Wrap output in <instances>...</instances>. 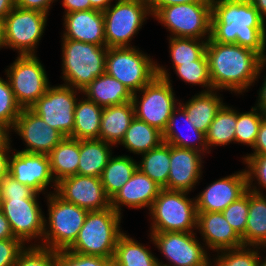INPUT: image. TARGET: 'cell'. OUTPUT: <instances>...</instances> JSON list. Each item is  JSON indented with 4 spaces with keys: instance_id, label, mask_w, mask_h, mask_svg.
Listing matches in <instances>:
<instances>
[{
    "instance_id": "cell-1",
    "label": "cell",
    "mask_w": 266,
    "mask_h": 266,
    "mask_svg": "<svg viewBox=\"0 0 266 266\" xmlns=\"http://www.w3.org/2000/svg\"><path fill=\"white\" fill-rule=\"evenodd\" d=\"M206 56L212 88L219 92L243 95L259 81L266 67V55L262 57L238 44H222L211 38L207 41Z\"/></svg>"
},
{
    "instance_id": "cell-2",
    "label": "cell",
    "mask_w": 266,
    "mask_h": 266,
    "mask_svg": "<svg viewBox=\"0 0 266 266\" xmlns=\"http://www.w3.org/2000/svg\"><path fill=\"white\" fill-rule=\"evenodd\" d=\"M210 38L222 44H238L263 57L266 20L250 0H212Z\"/></svg>"
},
{
    "instance_id": "cell-3",
    "label": "cell",
    "mask_w": 266,
    "mask_h": 266,
    "mask_svg": "<svg viewBox=\"0 0 266 266\" xmlns=\"http://www.w3.org/2000/svg\"><path fill=\"white\" fill-rule=\"evenodd\" d=\"M122 217L112 207L88 211L77 239L68 250L83 255L113 258L118 239L124 233L120 226Z\"/></svg>"
},
{
    "instance_id": "cell-4",
    "label": "cell",
    "mask_w": 266,
    "mask_h": 266,
    "mask_svg": "<svg viewBox=\"0 0 266 266\" xmlns=\"http://www.w3.org/2000/svg\"><path fill=\"white\" fill-rule=\"evenodd\" d=\"M170 76L168 69L157 63V76L140 91L132 94L135 117L162 133L173 110L179 105Z\"/></svg>"
},
{
    "instance_id": "cell-5",
    "label": "cell",
    "mask_w": 266,
    "mask_h": 266,
    "mask_svg": "<svg viewBox=\"0 0 266 266\" xmlns=\"http://www.w3.org/2000/svg\"><path fill=\"white\" fill-rule=\"evenodd\" d=\"M61 42L63 85L82 91L105 73L106 46L71 39H62Z\"/></svg>"
},
{
    "instance_id": "cell-6",
    "label": "cell",
    "mask_w": 266,
    "mask_h": 266,
    "mask_svg": "<svg viewBox=\"0 0 266 266\" xmlns=\"http://www.w3.org/2000/svg\"><path fill=\"white\" fill-rule=\"evenodd\" d=\"M45 197L47 198L48 217L44 216L43 240L37 245L53 251L68 250L77 239L88 211L64 201L55 192Z\"/></svg>"
},
{
    "instance_id": "cell-7",
    "label": "cell",
    "mask_w": 266,
    "mask_h": 266,
    "mask_svg": "<svg viewBox=\"0 0 266 266\" xmlns=\"http://www.w3.org/2000/svg\"><path fill=\"white\" fill-rule=\"evenodd\" d=\"M189 194L161 189L148 213L151 217L149 232H197L196 201Z\"/></svg>"
},
{
    "instance_id": "cell-8",
    "label": "cell",
    "mask_w": 266,
    "mask_h": 266,
    "mask_svg": "<svg viewBox=\"0 0 266 266\" xmlns=\"http://www.w3.org/2000/svg\"><path fill=\"white\" fill-rule=\"evenodd\" d=\"M139 49L134 45L110 47L106 53L105 73L120 81L132 94L157 76V61Z\"/></svg>"
},
{
    "instance_id": "cell-9",
    "label": "cell",
    "mask_w": 266,
    "mask_h": 266,
    "mask_svg": "<svg viewBox=\"0 0 266 266\" xmlns=\"http://www.w3.org/2000/svg\"><path fill=\"white\" fill-rule=\"evenodd\" d=\"M211 16L212 2H195L159 8L152 18L168 29V37L208 40L211 36Z\"/></svg>"
},
{
    "instance_id": "cell-10",
    "label": "cell",
    "mask_w": 266,
    "mask_h": 266,
    "mask_svg": "<svg viewBox=\"0 0 266 266\" xmlns=\"http://www.w3.org/2000/svg\"><path fill=\"white\" fill-rule=\"evenodd\" d=\"M103 13L106 47H132L131 41L152 16L147 0H115ZM148 16V17H147Z\"/></svg>"
},
{
    "instance_id": "cell-11",
    "label": "cell",
    "mask_w": 266,
    "mask_h": 266,
    "mask_svg": "<svg viewBox=\"0 0 266 266\" xmlns=\"http://www.w3.org/2000/svg\"><path fill=\"white\" fill-rule=\"evenodd\" d=\"M5 75L17 104L30 108L51 85L44 65L36 55H18Z\"/></svg>"
},
{
    "instance_id": "cell-12",
    "label": "cell",
    "mask_w": 266,
    "mask_h": 266,
    "mask_svg": "<svg viewBox=\"0 0 266 266\" xmlns=\"http://www.w3.org/2000/svg\"><path fill=\"white\" fill-rule=\"evenodd\" d=\"M196 235L195 232L174 231L149 233L150 242L169 261L164 264L158 259L159 266H211L212 256Z\"/></svg>"
},
{
    "instance_id": "cell-13",
    "label": "cell",
    "mask_w": 266,
    "mask_h": 266,
    "mask_svg": "<svg viewBox=\"0 0 266 266\" xmlns=\"http://www.w3.org/2000/svg\"><path fill=\"white\" fill-rule=\"evenodd\" d=\"M47 17L45 13L15 6L4 19L6 48L16 50L18 55H36Z\"/></svg>"
},
{
    "instance_id": "cell-14",
    "label": "cell",
    "mask_w": 266,
    "mask_h": 266,
    "mask_svg": "<svg viewBox=\"0 0 266 266\" xmlns=\"http://www.w3.org/2000/svg\"><path fill=\"white\" fill-rule=\"evenodd\" d=\"M81 90L60 84L50 85L30 109L40 116L50 127L55 128L65 137L73 133L74 110Z\"/></svg>"
},
{
    "instance_id": "cell-15",
    "label": "cell",
    "mask_w": 266,
    "mask_h": 266,
    "mask_svg": "<svg viewBox=\"0 0 266 266\" xmlns=\"http://www.w3.org/2000/svg\"><path fill=\"white\" fill-rule=\"evenodd\" d=\"M39 195L35 192L30 198L2 199L0 204L14 236L25 245L33 240L30 245H36L38 240H43L45 213L40 206Z\"/></svg>"
},
{
    "instance_id": "cell-16",
    "label": "cell",
    "mask_w": 266,
    "mask_h": 266,
    "mask_svg": "<svg viewBox=\"0 0 266 266\" xmlns=\"http://www.w3.org/2000/svg\"><path fill=\"white\" fill-rule=\"evenodd\" d=\"M13 151L11 152L12 155L9 156V175L36 193H43L47 196L56 191L57 183L51 173L48 155L25 153L16 151L15 148ZM48 187H53V191L48 192Z\"/></svg>"
},
{
    "instance_id": "cell-17",
    "label": "cell",
    "mask_w": 266,
    "mask_h": 266,
    "mask_svg": "<svg viewBox=\"0 0 266 266\" xmlns=\"http://www.w3.org/2000/svg\"><path fill=\"white\" fill-rule=\"evenodd\" d=\"M11 132H16L15 134L20 136L26 145L24 149L18 151L33 154L48 155L65 138L30 108L21 109Z\"/></svg>"
},
{
    "instance_id": "cell-18",
    "label": "cell",
    "mask_w": 266,
    "mask_h": 266,
    "mask_svg": "<svg viewBox=\"0 0 266 266\" xmlns=\"http://www.w3.org/2000/svg\"><path fill=\"white\" fill-rule=\"evenodd\" d=\"M55 193L64 201L73 203L87 211H99L111 207L100 178L73 175L57 182Z\"/></svg>"
},
{
    "instance_id": "cell-19",
    "label": "cell",
    "mask_w": 266,
    "mask_h": 266,
    "mask_svg": "<svg viewBox=\"0 0 266 266\" xmlns=\"http://www.w3.org/2000/svg\"><path fill=\"white\" fill-rule=\"evenodd\" d=\"M248 190L245 169L213 181L196 197L197 212H222Z\"/></svg>"
},
{
    "instance_id": "cell-20",
    "label": "cell",
    "mask_w": 266,
    "mask_h": 266,
    "mask_svg": "<svg viewBox=\"0 0 266 266\" xmlns=\"http://www.w3.org/2000/svg\"><path fill=\"white\" fill-rule=\"evenodd\" d=\"M203 153L187 148L171 145L170 173L168 176V190L191 192L202 179L204 168Z\"/></svg>"
},
{
    "instance_id": "cell-21",
    "label": "cell",
    "mask_w": 266,
    "mask_h": 266,
    "mask_svg": "<svg viewBox=\"0 0 266 266\" xmlns=\"http://www.w3.org/2000/svg\"><path fill=\"white\" fill-rule=\"evenodd\" d=\"M197 231L207 250L213 253L244 246L222 212H197Z\"/></svg>"
},
{
    "instance_id": "cell-22",
    "label": "cell",
    "mask_w": 266,
    "mask_h": 266,
    "mask_svg": "<svg viewBox=\"0 0 266 266\" xmlns=\"http://www.w3.org/2000/svg\"><path fill=\"white\" fill-rule=\"evenodd\" d=\"M64 32L61 39L106 46L104 16L94 9L63 15Z\"/></svg>"
},
{
    "instance_id": "cell-23",
    "label": "cell",
    "mask_w": 266,
    "mask_h": 266,
    "mask_svg": "<svg viewBox=\"0 0 266 266\" xmlns=\"http://www.w3.org/2000/svg\"><path fill=\"white\" fill-rule=\"evenodd\" d=\"M162 188L153 180L137 169L130 180L111 199V207L122 215V206L131 209L148 208L150 210L154 200Z\"/></svg>"
},
{
    "instance_id": "cell-24",
    "label": "cell",
    "mask_w": 266,
    "mask_h": 266,
    "mask_svg": "<svg viewBox=\"0 0 266 266\" xmlns=\"http://www.w3.org/2000/svg\"><path fill=\"white\" fill-rule=\"evenodd\" d=\"M180 124L185 125L187 132L180 128L182 127L179 126ZM188 132L190 134H188ZM162 137L163 142L172 146L194 149L203 153L204 155L207 153L209 154L206 144V134L196 129L193 123L189 120L185 109L180 104L173 110L172 115L168 120V124L162 133Z\"/></svg>"
},
{
    "instance_id": "cell-25",
    "label": "cell",
    "mask_w": 266,
    "mask_h": 266,
    "mask_svg": "<svg viewBox=\"0 0 266 266\" xmlns=\"http://www.w3.org/2000/svg\"><path fill=\"white\" fill-rule=\"evenodd\" d=\"M134 118L135 112L132 101L104 107L98 139L117 147Z\"/></svg>"
},
{
    "instance_id": "cell-26",
    "label": "cell",
    "mask_w": 266,
    "mask_h": 266,
    "mask_svg": "<svg viewBox=\"0 0 266 266\" xmlns=\"http://www.w3.org/2000/svg\"><path fill=\"white\" fill-rule=\"evenodd\" d=\"M217 90L209 92H199L192 95V98L186 102L179 101V104L185 109L189 120L197 130L207 133L209 126L214 120L217 112L225 104L221 94Z\"/></svg>"
},
{
    "instance_id": "cell-27",
    "label": "cell",
    "mask_w": 266,
    "mask_h": 266,
    "mask_svg": "<svg viewBox=\"0 0 266 266\" xmlns=\"http://www.w3.org/2000/svg\"><path fill=\"white\" fill-rule=\"evenodd\" d=\"M82 94L101 107L132 101V93L120 81L104 73L82 90Z\"/></svg>"
},
{
    "instance_id": "cell-28",
    "label": "cell",
    "mask_w": 266,
    "mask_h": 266,
    "mask_svg": "<svg viewBox=\"0 0 266 266\" xmlns=\"http://www.w3.org/2000/svg\"><path fill=\"white\" fill-rule=\"evenodd\" d=\"M244 246L266 250V195L249 190V210L245 233L241 236Z\"/></svg>"
},
{
    "instance_id": "cell-29",
    "label": "cell",
    "mask_w": 266,
    "mask_h": 266,
    "mask_svg": "<svg viewBox=\"0 0 266 266\" xmlns=\"http://www.w3.org/2000/svg\"><path fill=\"white\" fill-rule=\"evenodd\" d=\"M50 160L51 173L54 180L78 174L80 161V140L65 137L48 154Z\"/></svg>"
},
{
    "instance_id": "cell-30",
    "label": "cell",
    "mask_w": 266,
    "mask_h": 266,
    "mask_svg": "<svg viewBox=\"0 0 266 266\" xmlns=\"http://www.w3.org/2000/svg\"><path fill=\"white\" fill-rule=\"evenodd\" d=\"M74 110V128L70 138L78 140L98 139L103 107L82 94Z\"/></svg>"
},
{
    "instance_id": "cell-31",
    "label": "cell",
    "mask_w": 266,
    "mask_h": 266,
    "mask_svg": "<svg viewBox=\"0 0 266 266\" xmlns=\"http://www.w3.org/2000/svg\"><path fill=\"white\" fill-rule=\"evenodd\" d=\"M114 145L99 139L80 140L78 174L100 178L102 171L113 155Z\"/></svg>"
},
{
    "instance_id": "cell-32",
    "label": "cell",
    "mask_w": 266,
    "mask_h": 266,
    "mask_svg": "<svg viewBox=\"0 0 266 266\" xmlns=\"http://www.w3.org/2000/svg\"><path fill=\"white\" fill-rule=\"evenodd\" d=\"M171 145L162 142L158 147L141 154L137 169L153 180L162 189H168Z\"/></svg>"
},
{
    "instance_id": "cell-33",
    "label": "cell",
    "mask_w": 266,
    "mask_h": 266,
    "mask_svg": "<svg viewBox=\"0 0 266 266\" xmlns=\"http://www.w3.org/2000/svg\"><path fill=\"white\" fill-rule=\"evenodd\" d=\"M137 170V161L128 155L111 156L100 180L107 196L112 199Z\"/></svg>"
},
{
    "instance_id": "cell-34",
    "label": "cell",
    "mask_w": 266,
    "mask_h": 266,
    "mask_svg": "<svg viewBox=\"0 0 266 266\" xmlns=\"http://www.w3.org/2000/svg\"><path fill=\"white\" fill-rule=\"evenodd\" d=\"M162 142L161 131L135 117L118 145H122L130 153L141 155L158 147Z\"/></svg>"
},
{
    "instance_id": "cell-35",
    "label": "cell",
    "mask_w": 266,
    "mask_h": 266,
    "mask_svg": "<svg viewBox=\"0 0 266 266\" xmlns=\"http://www.w3.org/2000/svg\"><path fill=\"white\" fill-rule=\"evenodd\" d=\"M149 249L123 233L118 239L113 259L120 266H159L158 258Z\"/></svg>"
},
{
    "instance_id": "cell-36",
    "label": "cell",
    "mask_w": 266,
    "mask_h": 266,
    "mask_svg": "<svg viewBox=\"0 0 266 266\" xmlns=\"http://www.w3.org/2000/svg\"><path fill=\"white\" fill-rule=\"evenodd\" d=\"M224 104L217 112L206 133V144L211 153L212 147L226 146L235 143L237 109Z\"/></svg>"
},
{
    "instance_id": "cell-37",
    "label": "cell",
    "mask_w": 266,
    "mask_h": 266,
    "mask_svg": "<svg viewBox=\"0 0 266 266\" xmlns=\"http://www.w3.org/2000/svg\"><path fill=\"white\" fill-rule=\"evenodd\" d=\"M169 42L170 64L174 69L181 64L199 60L205 53L208 40L185 37H167Z\"/></svg>"
},
{
    "instance_id": "cell-38",
    "label": "cell",
    "mask_w": 266,
    "mask_h": 266,
    "mask_svg": "<svg viewBox=\"0 0 266 266\" xmlns=\"http://www.w3.org/2000/svg\"><path fill=\"white\" fill-rule=\"evenodd\" d=\"M265 117L266 114L256 107H252L248 112L240 113L237 110L235 143L253 148L257 139L260 124Z\"/></svg>"
},
{
    "instance_id": "cell-39",
    "label": "cell",
    "mask_w": 266,
    "mask_h": 266,
    "mask_svg": "<svg viewBox=\"0 0 266 266\" xmlns=\"http://www.w3.org/2000/svg\"><path fill=\"white\" fill-rule=\"evenodd\" d=\"M173 70L179 80L181 79L185 83L192 84L193 86L199 85L203 89L205 87L201 92H209L213 90L209 76L206 53L199 60L178 65Z\"/></svg>"
},
{
    "instance_id": "cell-40",
    "label": "cell",
    "mask_w": 266,
    "mask_h": 266,
    "mask_svg": "<svg viewBox=\"0 0 266 266\" xmlns=\"http://www.w3.org/2000/svg\"><path fill=\"white\" fill-rule=\"evenodd\" d=\"M260 249L263 251L260 247L242 246L219 251L217 255L212 254L211 266H257Z\"/></svg>"
},
{
    "instance_id": "cell-41",
    "label": "cell",
    "mask_w": 266,
    "mask_h": 266,
    "mask_svg": "<svg viewBox=\"0 0 266 266\" xmlns=\"http://www.w3.org/2000/svg\"><path fill=\"white\" fill-rule=\"evenodd\" d=\"M56 251L41 245H25L14 266H55Z\"/></svg>"
},
{
    "instance_id": "cell-42",
    "label": "cell",
    "mask_w": 266,
    "mask_h": 266,
    "mask_svg": "<svg viewBox=\"0 0 266 266\" xmlns=\"http://www.w3.org/2000/svg\"><path fill=\"white\" fill-rule=\"evenodd\" d=\"M242 161L247 165L245 170L248 178V189L263 194L262 189L266 190V154L244 155Z\"/></svg>"
},
{
    "instance_id": "cell-43",
    "label": "cell",
    "mask_w": 266,
    "mask_h": 266,
    "mask_svg": "<svg viewBox=\"0 0 266 266\" xmlns=\"http://www.w3.org/2000/svg\"><path fill=\"white\" fill-rule=\"evenodd\" d=\"M21 109L15 100L8 79L4 80L0 77V121L12 129Z\"/></svg>"
},
{
    "instance_id": "cell-44",
    "label": "cell",
    "mask_w": 266,
    "mask_h": 266,
    "mask_svg": "<svg viewBox=\"0 0 266 266\" xmlns=\"http://www.w3.org/2000/svg\"><path fill=\"white\" fill-rule=\"evenodd\" d=\"M249 210V189L239 199L231 203L222 214L231 227L241 237L246 230Z\"/></svg>"
},
{
    "instance_id": "cell-45",
    "label": "cell",
    "mask_w": 266,
    "mask_h": 266,
    "mask_svg": "<svg viewBox=\"0 0 266 266\" xmlns=\"http://www.w3.org/2000/svg\"><path fill=\"white\" fill-rule=\"evenodd\" d=\"M111 258L83 255L69 250L56 251L55 266H104Z\"/></svg>"
},
{
    "instance_id": "cell-46",
    "label": "cell",
    "mask_w": 266,
    "mask_h": 266,
    "mask_svg": "<svg viewBox=\"0 0 266 266\" xmlns=\"http://www.w3.org/2000/svg\"><path fill=\"white\" fill-rule=\"evenodd\" d=\"M25 244L18 238L0 240V266H14Z\"/></svg>"
},
{
    "instance_id": "cell-47",
    "label": "cell",
    "mask_w": 266,
    "mask_h": 266,
    "mask_svg": "<svg viewBox=\"0 0 266 266\" xmlns=\"http://www.w3.org/2000/svg\"><path fill=\"white\" fill-rule=\"evenodd\" d=\"M34 193V190L18 182L9 174L2 179V199L30 198Z\"/></svg>"
},
{
    "instance_id": "cell-48",
    "label": "cell",
    "mask_w": 266,
    "mask_h": 266,
    "mask_svg": "<svg viewBox=\"0 0 266 266\" xmlns=\"http://www.w3.org/2000/svg\"><path fill=\"white\" fill-rule=\"evenodd\" d=\"M58 0H15V6L27 9L35 10L49 15V10L52 8V4Z\"/></svg>"
},
{
    "instance_id": "cell-49",
    "label": "cell",
    "mask_w": 266,
    "mask_h": 266,
    "mask_svg": "<svg viewBox=\"0 0 266 266\" xmlns=\"http://www.w3.org/2000/svg\"><path fill=\"white\" fill-rule=\"evenodd\" d=\"M253 153L246 155H265L266 154V117L262 120L256 142L252 148Z\"/></svg>"
},
{
    "instance_id": "cell-50",
    "label": "cell",
    "mask_w": 266,
    "mask_h": 266,
    "mask_svg": "<svg viewBox=\"0 0 266 266\" xmlns=\"http://www.w3.org/2000/svg\"><path fill=\"white\" fill-rule=\"evenodd\" d=\"M151 14L153 15L159 8L166 6L195 3V2H212V0H147Z\"/></svg>"
},
{
    "instance_id": "cell-51",
    "label": "cell",
    "mask_w": 266,
    "mask_h": 266,
    "mask_svg": "<svg viewBox=\"0 0 266 266\" xmlns=\"http://www.w3.org/2000/svg\"><path fill=\"white\" fill-rule=\"evenodd\" d=\"M64 7V14L75 11H87L91 10L92 6L90 0H61Z\"/></svg>"
},
{
    "instance_id": "cell-52",
    "label": "cell",
    "mask_w": 266,
    "mask_h": 266,
    "mask_svg": "<svg viewBox=\"0 0 266 266\" xmlns=\"http://www.w3.org/2000/svg\"><path fill=\"white\" fill-rule=\"evenodd\" d=\"M12 150V145L0 146V179H3L8 174L9 156Z\"/></svg>"
},
{
    "instance_id": "cell-53",
    "label": "cell",
    "mask_w": 266,
    "mask_h": 266,
    "mask_svg": "<svg viewBox=\"0 0 266 266\" xmlns=\"http://www.w3.org/2000/svg\"><path fill=\"white\" fill-rule=\"evenodd\" d=\"M16 238L12 232L10 223L0 209V240Z\"/></svg>"
},
{
    "instance_id": "cell-54",
    "label": "cell",
    "mask_w": 266,
    "mask_h": 266,
    "mask_svg": "<svg viewBox=\"0 0 266 266\" xmlns=\"http://www.w3.org/2000/svg\"><path fill=\"white\" fill-rule=\"evenodd\" d=\"M263 83L259 88L258 91V100L256 101L257 103L255 104L254 107L258 108L261 110L263 113L266 114V75L263 76Z\"/></svg>"
},
{
    "instance_id": "cell-55",
    "label": "cell",
    "mask_w": 266,
    "mask_h": 266,
    "mask_svg": "<svg viewBox=\"0 0 266 266\" xmlns=\"http://www.w3.org/2000/svg\"><path fill=\"white\" fill-rule=\"evenodd\" d=\"M11 129L2 121H0V146L11 145Z\"/></svg>"
},
{
    "instance_id": "cell-56",
    "label": "cell",
    "mask_w": 266,
    "mask_h": 266,
    "mask_svg": "<svg viewBox=\"0 0 266 266\" xmlns=\"http://www.w3.org/2000/svg\"><path fill=\"white\" fill-rule=\"evenodd\" d=\"M14 7L15 0H0V19L4 20Z\"/></svg>"
},
{
    "instance_id": "cell-57",
    "label": "cell",
    "mask_w": 266,
    "mask_h": 266,
    "mask_svg": "<svg viewBox=\"0 0 266 266\" xmlns=\"http://www.w3.org/2000/svg\"><path fill=\"white\" fill-rule=\"evenodd\" d=\"M114 0H90L92 9L104 12Z\"/></svg>"
},
{
    "instance_id": "cell-58",
    "label": "cell",
    "mask_w": 266,
    "mask_h": 266,
    "mask_svg": "<svg viewBox=\"0 0 266 266\" xmlns=\"http://www.w3.org/2000/svg\"><path fill=\"white\" fill-rule=\"evenodd\" d=\"M258 13L266 20V0H250Z\"/></svg>"
},
{
    "instance_id": "cell-59",
    "label": "cell",
    "mask_w": 266,
    "mask_h": 266,
    "mask_svg": "<svg viewBox=\"0 0 266 266\" xmlns=\"http://www.w3.org/2000/svg\"><path fill=\"white\" fill-rule=\"evenodd\" d=\"M6 48V38H5V23L4 20L0 19V49Z\"/></svg>"
},
{
    "instance_id": "cell-60",
    "label": "cell",
    "mask_w": 266,
    "mask_h": 266,
    "mask_svg": "<svg viewBox=\"0 0 266 266\" xmlns=\"http://www.w3.org/2000/svg\"><path fill=\"white\" fill-rule=\"evenodd\" d=\"M262 256L263 255L261 253V255L259 257V260H258L257 266H266V256L265 257L263 256V258H261Z\"/></svg>"
},
{
    "instance_id": "cell-61",
    "label": "cell",
    "mask_w": 266,
    "mask_h": 266,
    "mask_svg": "<svg viewBox=\"0 0 266 266\" xmlns=\"http://www.w3.org/2000/svg\"><path fill=\"white\" fill-rule=\"evenodd\" d=\"M104 266H120L113 258L109 259Z\"/></svg>"
},
{
    "instance_id": "cell-62",
    "label": "cell",
    "mask_w": 266,
    "mask_h": 266,
    "mask_svg": "<svg viewBox=\"0 0 266 266\" xmlns=\"http://www.w3.org/2000/svg\"><path fill=\"white\" fill-rule=\"evenodd\" d=\"M2 202V179H0V204Z\"/></svg>"
}]
</instances>
